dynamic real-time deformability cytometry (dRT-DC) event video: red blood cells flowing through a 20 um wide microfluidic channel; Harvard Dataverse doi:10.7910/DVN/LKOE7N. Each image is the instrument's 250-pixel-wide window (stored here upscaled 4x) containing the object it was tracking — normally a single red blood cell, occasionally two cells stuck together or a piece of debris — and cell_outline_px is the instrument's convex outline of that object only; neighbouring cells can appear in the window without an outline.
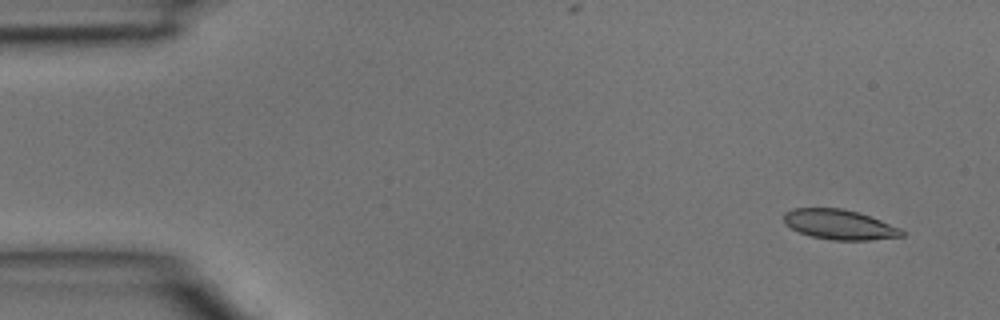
{"species": "common noctule bat (a hibernating species)", "species_latin": "Nyctalus noctula", "temperature_condition": "room temperature", "stored_images_in_passage": 5, "camera_frame_rate_fps": 3000, "um_per_image_px": 0.085, "animal": {"sex": "male", "body_mass_g": 15.6}, "frame": {"image": 1, "passage_image": 1, "time_ms": 0.0, "image_size_px": [1000, 320], "cell_outline_px": [[904, 236], [868, 240], [832, 240], [812, 236], [800, 232], [784, 224], [784, 212], [792, 208], [840, 208], [856, 212], [880, 220], [900, 228], [904, 232]], "centroid_in_image_um": [71.32, 19.08], "position_along_channel_um": 13.7, "area_um2": 20.35}}
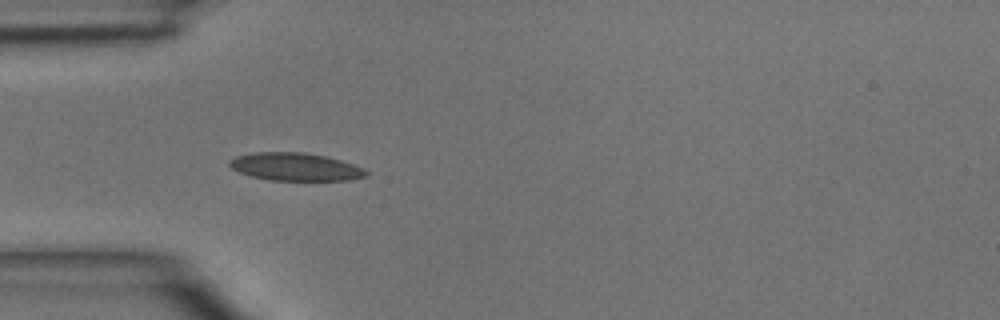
{"frame": {"image": 2, "passage_image": 4, "time_ms": 1.0, "image_size_px": [1000, 320], "cell_outline_px": [[368, 176], [352, 180], [268, 180], [252, 176], [240, 172], [232, 168], [228, 164], [228, 160], [236, 156], [252, 152], [304, 152], [324, 156], [340, 160], [364, 168], [368, 172]], "centroid_in_image_um": [25.1, 14.18], "position_along_channel_um": 59.9, "area_um2": 22.2}}